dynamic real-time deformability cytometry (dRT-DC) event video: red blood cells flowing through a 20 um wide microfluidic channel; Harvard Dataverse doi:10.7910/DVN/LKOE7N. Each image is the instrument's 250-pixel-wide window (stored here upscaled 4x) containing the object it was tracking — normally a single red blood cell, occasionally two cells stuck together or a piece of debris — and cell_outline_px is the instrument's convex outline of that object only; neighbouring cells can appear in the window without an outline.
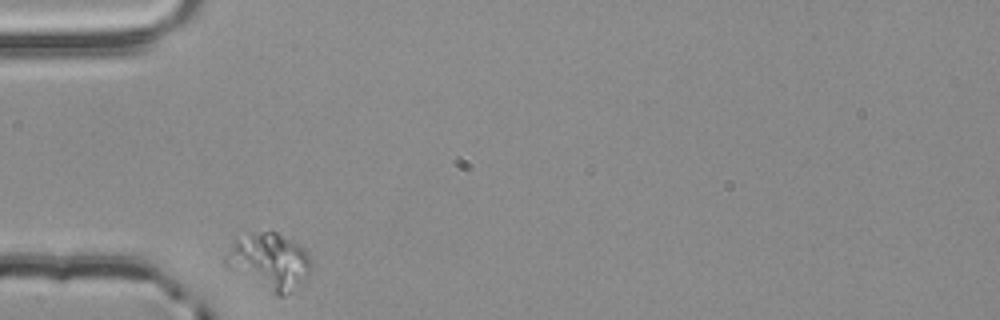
{"species": "common noctule bat (a hibernating species)", "species_latin": "Nyctalus noctula", "temperature_condition": "room temperature", "stored_images_in_passage": 31, "camera_frame_rate_fps": 3000, "um_per_image_px": 0.085, "animal": {"sex": "male", "body_mass_g": 20.4}, "frame": {"image": 1, "passage_image": 1, "time_ms": 0.0, "image_size_px": [1000, 320], "cell_outline_px": [[312, 260], [308, 276], [304, 284], [284, 296], [280, 296], [224, 268], [220, 264], [224, 256], [236, 240], [264, 232], [276, 232], [300, 244], [308, 252]], "centroid_in_image_um": [22.91, 22.27], "position_along_channel_um": 62.1, "area_um2": 28.21}}
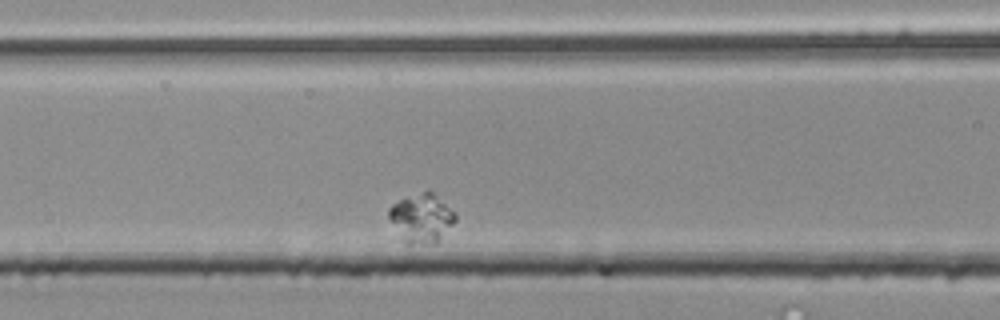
{"frame": {"image": 2, "passage_image": 8, "time_ms": 2.333, "image_size_px": [1000, 320], "cell_outline_px": [[456, 220], [440, 240], [436, 244], [404, 244], [392, 240], [388, 216], [388, 208], [392, 204], [400, 200], [428, 188], [456, 212]], "centroid_in_image_um": [35.73, 18.6], "position_along_channel_um": 130.9, "area_um2": 20.23}}
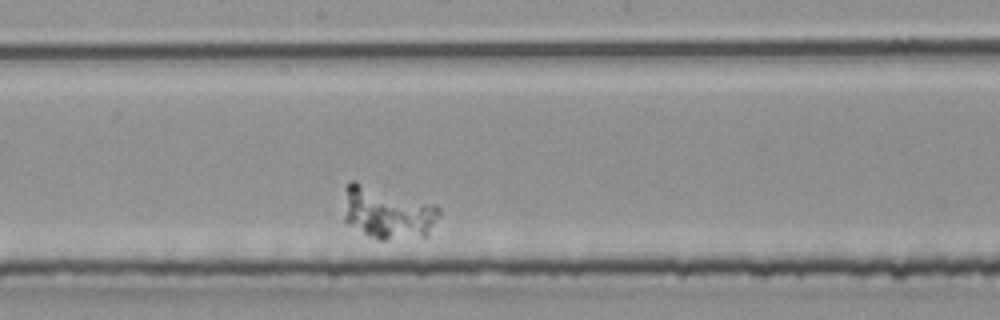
{"frame": {"image": 3, "passage_image": 16, "time_ms": 5.0, "image_size_px": [1000, 320], "cell_outline_px": [[440, 216], [428, 236], [424, 240], [376, 240], [368, 236], [348, 224], [344, 220], [344, 216], [348, 184], [352, 180], [356, 180], [436, 204], [440, 208]], "centroid_in_image_um": [33.03, 18.13], "position_along_channel_um": 215.2, "area_um2": 29.94}}